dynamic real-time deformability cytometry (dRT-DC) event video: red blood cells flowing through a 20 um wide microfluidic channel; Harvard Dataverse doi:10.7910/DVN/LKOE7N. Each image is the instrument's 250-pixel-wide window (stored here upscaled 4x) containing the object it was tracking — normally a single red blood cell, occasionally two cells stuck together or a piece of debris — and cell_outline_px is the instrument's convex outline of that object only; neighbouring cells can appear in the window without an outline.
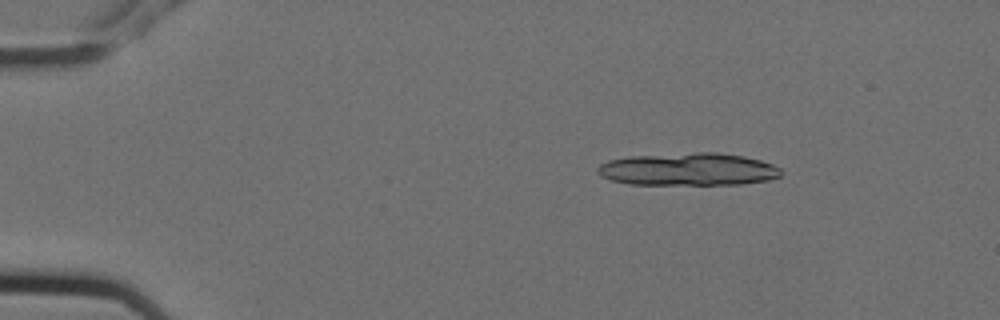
{"species": "Egyptian fruit bat (a non-hibernating species)", "species_latin": "Rousettus aegyptiacus", "temperature_condition": "cold", "stored_images_in_passage": 11, "camera_frame_rate_fps": 3000, "um_per_image_px": 0.085, "animal": {"sex": "female"}, "frame": {"image": 1, "passage_image": 2, "time_ms": 0.333, "image_size_px": [1000, 320], "cell_outline_px": [[784, 172], [780, 176], [768, 180], [740, 184], [628, 184], [612, 180], [600, 176], [596, 172], [596, 168], [600, 164], [608, 160], [628, 156], [696, 152], [716, 152], [744, 156], [760, 160], [772, 164], [780, 168]], "centroid_in_image_um": [58.49, 14.38], "position_along_channel_um": 26.5, "area_um2": 35.08}}
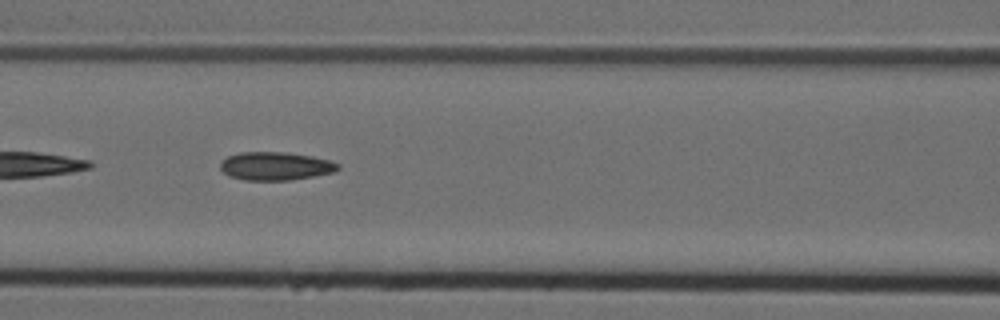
{"frame": {"image": 2, "passage_image": 7, "time_ms": 2.0, "image_size_px": [1000, 320], "cell_outline_px": [[340, 168], [332, 172], [312, 176], [288, 180], [244, 180], [232, 176], [224, 172], [220, 168], [220, 164], [228, 156], [240, 152], [288, 152], [312, 156], [328, 160], [340, 164]], "centroid_in_image_um": [23.42, 14.1], "position_along_channel_um": 143.2, "area_um2": 19.13}}
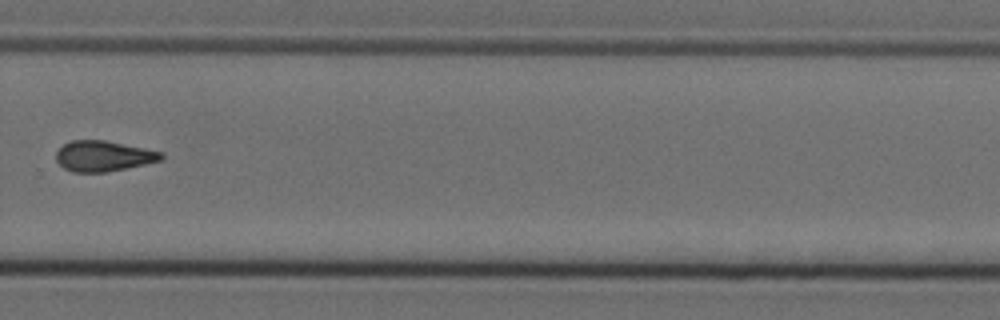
{"frame": {"image": 3, "passage_image": 11, "time_ms": 3.333, "image_size_px": [1000, 320], "cell_outline_px": [[164, 156], [160, 160], [144, 164], [104, 172], [72, 172], [64, 168], [56, 160], [56, 152], [64, 144], [72, 140], [104, 140], [164, 152]], "centroid_in_image_um": [8.77, 13.26], "position_along_channel_um": 321.0, "area_um2": 18.5}}